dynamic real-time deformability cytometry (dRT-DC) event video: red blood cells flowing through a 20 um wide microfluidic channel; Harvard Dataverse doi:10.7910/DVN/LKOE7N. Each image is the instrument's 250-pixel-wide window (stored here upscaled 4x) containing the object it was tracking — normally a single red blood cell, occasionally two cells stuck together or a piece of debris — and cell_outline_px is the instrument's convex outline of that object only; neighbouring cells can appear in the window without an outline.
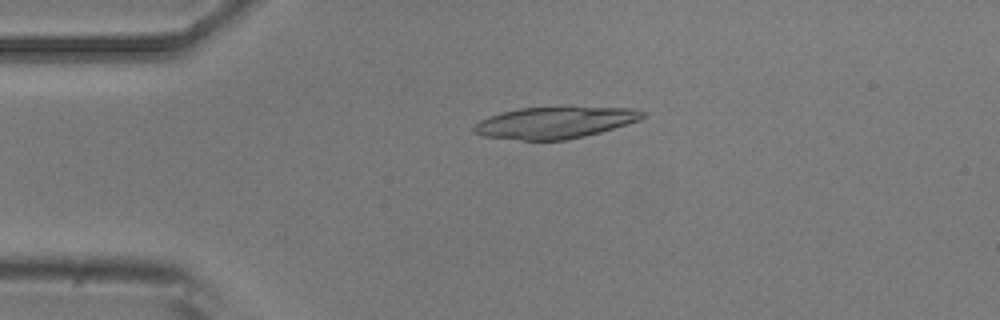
{"species": "common noctule bat (a hibernating species)", "species_latin": "Nyctalus noctula", "temperature_condition": "room temperature", "stored_images_in_passage": 40, "camera_frame_rate_fps": 3000, "um_per_image_px": 0.085, "animal": {"sex": "male", "body_mass_g": 20.5, "forearm_length_mm": 52.5}, "frame": {"image": 1, "passage_image": 1, "time_ms": 0.0, "image_size_px": [1000, 320], "cell_outline_px": [[648, 116], [640, 120], [600, 132], [584, 136], [564, 140], [520, 140], [480, 136], [472, 132], [472, 128], [480, 120], [488, 116], [500, 112], [520, 108], [632, 108], [644, 112]], "centroid_in_image_um": [47.11, 10.44], "position_along_channel_um": 37.9, "area_um2": 30.81}}
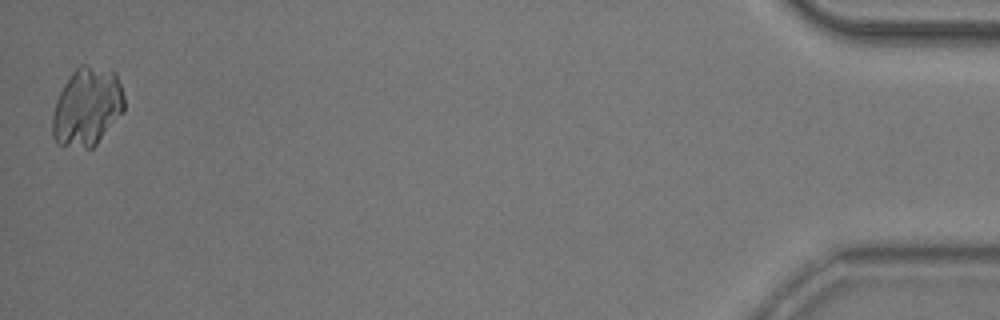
{"frame": {"image": 2, "passage_image": 40, "time_ms": 13.0, "image_size_px": [1000, 320], "cell_outline_px": [[124, 112], [96, 144], [92, 148], [84, 148], [56, 144], [52, 136], [52, 116], [56, 100], [64, 84], [72, 72], [80, 64], [84, 64], [112, 68], [116, 72], [124, 96]], "centroid_in_image_um": [7.41, 9.05], "position_along_channel_um": 427.8, "area_um2": 33.29}}